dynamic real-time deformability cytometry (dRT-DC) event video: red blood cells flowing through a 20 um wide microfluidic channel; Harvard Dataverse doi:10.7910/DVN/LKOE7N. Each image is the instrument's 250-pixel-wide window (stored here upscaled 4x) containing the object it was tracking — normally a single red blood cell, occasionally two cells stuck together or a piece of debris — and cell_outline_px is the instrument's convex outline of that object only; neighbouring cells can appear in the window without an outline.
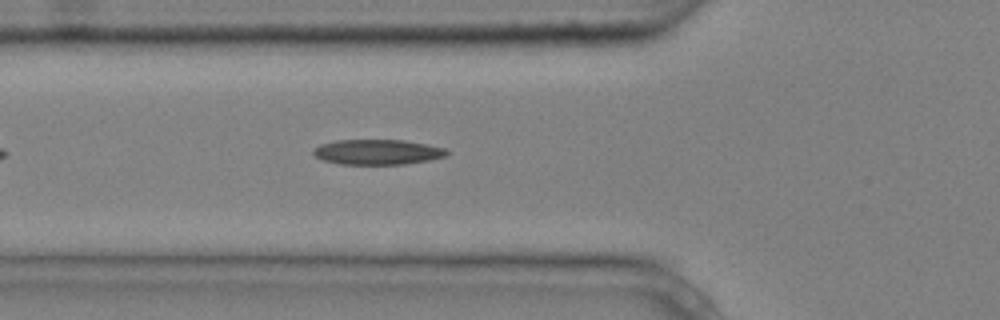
{"species": "common noctule bat (a hibernating species)", "species_latin": "Nyctalus noctula", "temperature_condition": "cold", "stored_images_in_passage": 3, "camera_frame_rate_fps": 3000, "um_per_image_px": 0.085, "animal": {"sex": "male", "body_mass_g": 20.4}, "frame": {"image": 1, "passage_image": 3, "time_ms": 0.667, "image_size_px": [1000, 320], "cell_outline_px": [[448, 152], [444, 156], [432, 160], [404, 164], [340, 164], [324, 160], [316, 156], [312, 152], [320, 144], [336, 140], [404, 140], [444, 148]], "centroid_in_image_um": [32.08, 12.92], "position_along_channel_um": 93.7, "area_um2": 19.36}}